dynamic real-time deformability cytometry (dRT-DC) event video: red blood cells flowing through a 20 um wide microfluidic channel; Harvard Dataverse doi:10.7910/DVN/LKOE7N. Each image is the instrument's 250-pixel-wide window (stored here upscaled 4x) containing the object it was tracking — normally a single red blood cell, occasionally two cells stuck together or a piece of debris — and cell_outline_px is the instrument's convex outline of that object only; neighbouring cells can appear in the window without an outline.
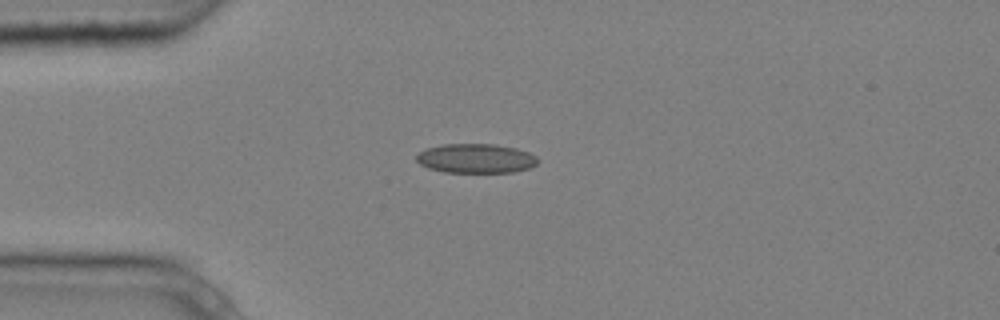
{"species": "common noctule bat (a hibernating species)", "species_latin": "Nyctalus noctula", "temperature_condition": "cold", "stored_images_in_passage": 4, "camera_frame_rate_fps": 3000, "um_per_image_px": 0.085, "animal": {"sex": "male", "body_mass_g": 20.4}, "frame": {"image": 1, "passage_image": 4, "time_ms": 1.0, "image_size_px": [1000, 320], "cell_outline_px": [[540, 160], [536, 164], [528, 168], [512, 172], [444, 172], [428, 168], [420, 164], [416, 160], [416, 156], [424, 148], [444, 144], [496, 144], [516, 148], [528, 152], [536, 156]], "centroid_in_image_um": [40.44, 13.46], "position_along_channel_um": 44.6, "area_um2": 20.81}}